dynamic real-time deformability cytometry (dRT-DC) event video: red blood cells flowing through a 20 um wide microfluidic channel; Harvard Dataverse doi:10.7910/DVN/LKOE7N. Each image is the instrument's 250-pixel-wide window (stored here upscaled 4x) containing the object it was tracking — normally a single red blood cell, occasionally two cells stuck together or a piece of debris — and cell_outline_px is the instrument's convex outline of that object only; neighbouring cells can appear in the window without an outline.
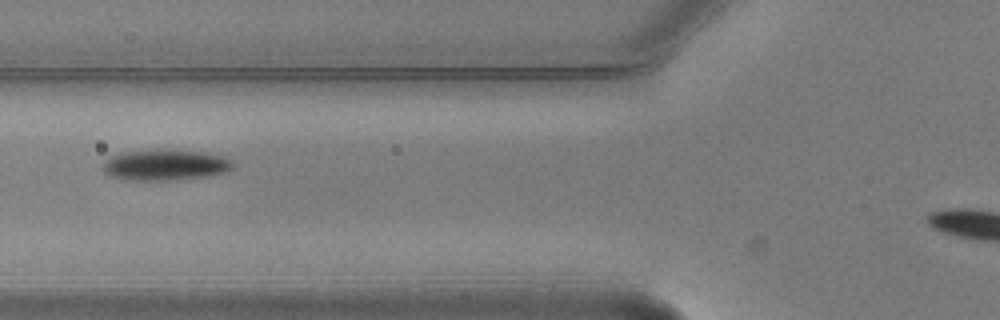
{"species": "common noctule bat (a hibernating species)", "species_latin": "Nyctalus noctula", "temperature_condition": "warm", "stored_images_in_passage": 4, "camera_frame_rate_fps": 3000, "um_per_image_px": 0.085, "animal": {"sex": "male", "body_mass_g": 20.5, "forearm_length_mm": 52.5}, "frame": {"image": 1, "passage_image": 4, "time_ms": 1.0, "image_size_px": [1000, 320], "cell_outline_px": [[232, 168], [228, 172], [204, 176], [176, 180], [124, 180], [112, 176], [104, 172], [104, 160], [112, 156], [124, 152], [204, 152], [220, 156], [232, 160]], "centroid_in_image_um": [14.05, 14.07], "position_along_channel_um": 111.8, "area_um2": 22.37}}